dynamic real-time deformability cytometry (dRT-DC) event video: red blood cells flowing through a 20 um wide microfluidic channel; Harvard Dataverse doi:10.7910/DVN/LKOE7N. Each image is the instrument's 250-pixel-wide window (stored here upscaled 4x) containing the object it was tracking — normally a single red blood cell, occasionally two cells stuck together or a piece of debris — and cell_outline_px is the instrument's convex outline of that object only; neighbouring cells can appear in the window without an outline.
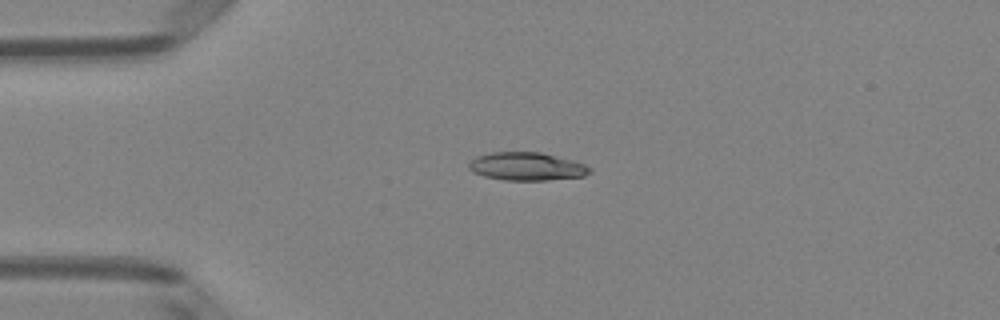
{"species": "Egyptian fruit bat (a non-hibernating species)", "species_latin": "Rousettus aegyptiacus", "temperature_condition": "room temperature", "stored_images_in_passage": 5, "camera_frame_rate_fps": 3000, "um_per_image_px": 0.085, "animal": {"sex": "female"}, "frame": {"image": 1, "passage_image": 1, "time_ms": 0.0, "image_size_px": [1000, 320], "cell_outline_px": [[592, 172], [584, 176], [544, 180], [504, 180], [484, 176], [472, 172], [468, 168], [468, 164], [476, 156], [492, 152], [540, 152], [584, 164], [592, 168]], "centroid_in_image_um": [44.74, 14.15], "position_along_channel_um": 40.3, "area_um2": 19.65}}
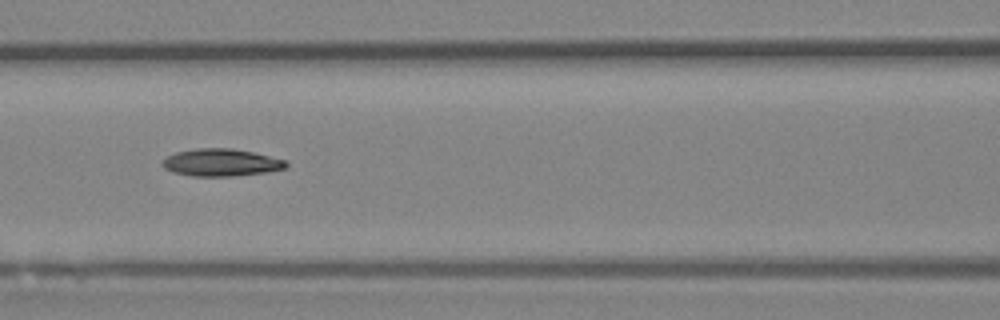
{"frame": {"image": 2, "passage_image": 4, "time_ms": 1.0, "image_size_px": [1000, 320], "cell_outline_px": [[288, 168], [268, 172], [236, 176], [192, 176], [172, 172], [164, 168], [160, 164], [168, 156], [176, 152], [196, 148], [232, 148], [252, 152], [284, 160], [288, 164]], "centroid_in_image_um": [18.79, 13.82], "position_along_channel_um": 147.8, "area_um2": 19.77}}
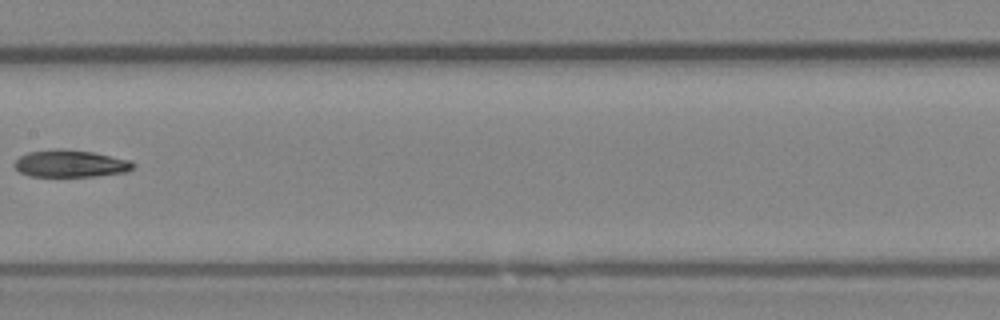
{"frame": {"image": 3, "passage_image": 5, "time_ms": 1.333, "image_size_px": [1000, 320], "cell_outline_px": [[136, 164], [132, 168], [124, 172], [96, 176], [28, 176], [20, 172], [12, 164], [20, 156], [28, 152], [60, 148], [92, 152], [132, 160]], "centroid_in_image_um": [5.98, 13.9], "position_along_channel_um": 201.4, "area_um2": 18.79}}